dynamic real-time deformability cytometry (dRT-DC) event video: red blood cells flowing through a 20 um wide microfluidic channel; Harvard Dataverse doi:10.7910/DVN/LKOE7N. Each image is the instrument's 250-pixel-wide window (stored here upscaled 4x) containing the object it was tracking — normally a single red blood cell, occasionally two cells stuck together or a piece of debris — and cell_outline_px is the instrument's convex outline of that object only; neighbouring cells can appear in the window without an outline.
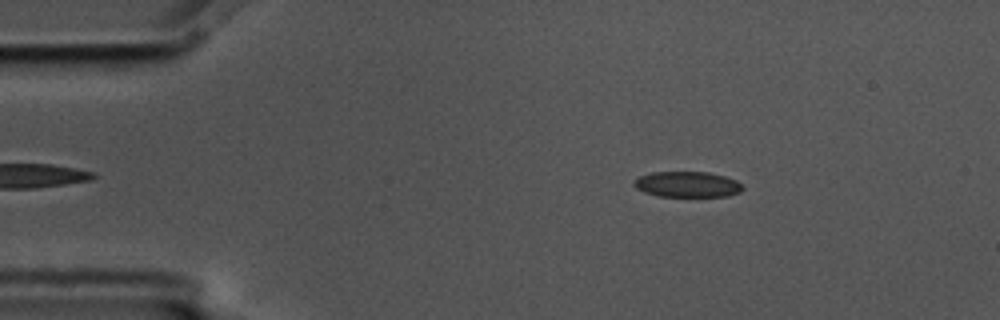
{"species": "common noctule bat (a hibernating species)", "species_latin": "Nyctalus noctula", "temperature_condition": "cold", "stored_images_in_passage": 14, "camera_frame_rate_fps": 3000, "um_per_image_px": 0.085, "animal": {"sex": "male", "body_mass_g": 17.5, "forearm_length_mm": 52.3}, "frame": {"image": 1, "passage_image": 7, "time_ms": 2.0, "image_size_px": [1000, 320], "cell_outline_px": [[744, 188], [740, 192], [728, 196], [660, 196], [644, 192], [636, 188], [632, 184], [640, 176], [652, 172], [708, 172], [724, 176], [736, 180]], "centroid_in_image_um": [58.43, 15.67], "position_along_channel_um": 26.6, "area_um2": 16.13}}